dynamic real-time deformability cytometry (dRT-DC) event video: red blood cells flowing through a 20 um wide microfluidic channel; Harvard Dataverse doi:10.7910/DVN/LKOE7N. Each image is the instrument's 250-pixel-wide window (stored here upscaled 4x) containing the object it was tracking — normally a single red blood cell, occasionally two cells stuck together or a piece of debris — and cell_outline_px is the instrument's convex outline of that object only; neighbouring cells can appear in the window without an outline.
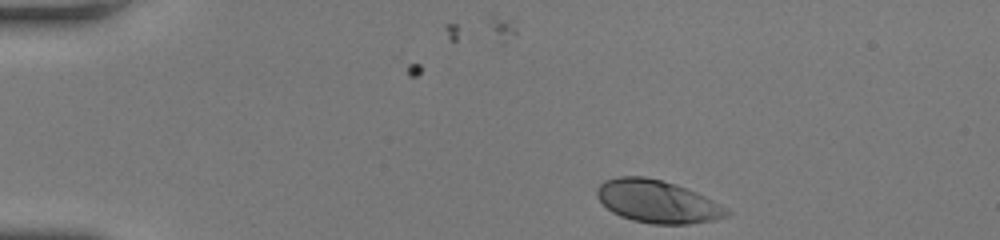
{"species": "human", "species_latin": "Homo sapiens", "temperature_condition": "room temperature", "stored_images_in_passage": 35, "camera_frame_rate_fps": 3000, "um_per_image_px": 0.085, "donor": {"sex": "female"}, "frame": {"image": 1, "passage_image": 1, "time_ms": 0.0, "image_size_px": [1000, 240], "cell_outline_px": [[732, 212], [728, 216], [712, 220], [688, 224], [652, 224], [632, 220], [620, 216], [612, 212], [596, 196], [596, 188], [604, 180], [616, 176], [644, 176], [676, 184], [696, 192], [728, 208]], "centroid_in_image_um": [55.86, 17.12], "position_along_channel_um": 29.1, "area_um2": 32.31}}
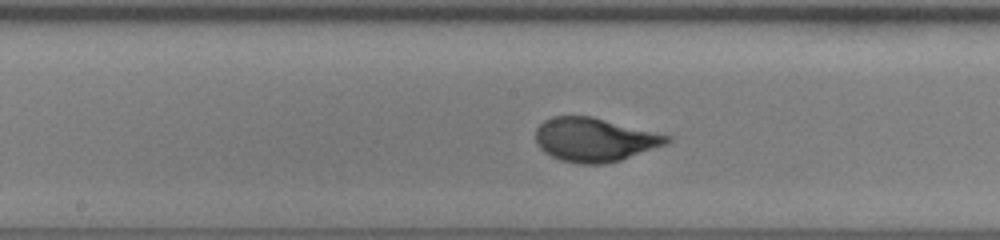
{"frame": {"image": 2, "passage_image": 19, "time_ms": 6.0, "image_size_px": [1000, 240], "cell_outline_px": [[672, 140], [668, 144], [620, 160], [604, 164], [580, 164], [560, 160], [544, 152], [536, 144], [536, 128], [544, 120], [552, 116], [592, 116], [672, 136]], "centroid_in_image_um": [50.54, 11.87], "position_along_channel_um": 197.7, "area_um2": 33.64}}
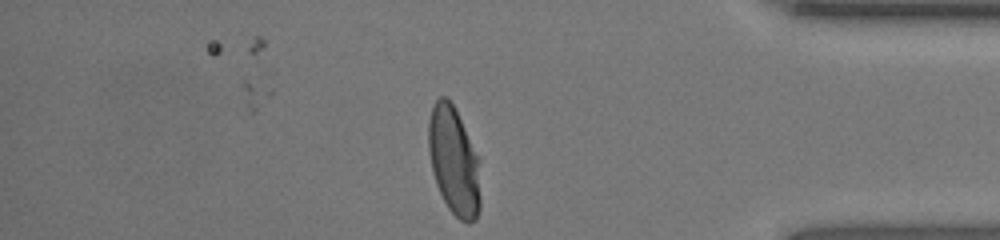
{"frame": {"image": 3, "passage_image": 35, "time_ms": 11.333, "image_size_px": [1000, 240], "cell_outline_px": [[480, 208], [476, 220], [468, 224], [460, 220], [448, 208], [436, 184], [432, 172], [428, 152], [428, 120], [432, 104], [440, 96], [444, 96], [452, 104], [460, 120], [476, 156], [480, 196]], "centroid_in_image_um": [38.53, 13.72], "position_along_channel_um": 396.7, "area_um2": 32.14}, "authors_computed_cell_mechanics": {"area_um2": 32.946, "velocity_mm_per_s": 4.1771, "shape_relaxation_time_tau1_ms": 2.5914, "shape_relaxation_time_tau2_ms": null, "deformation_change_tau1": 0.1703, "deformation_change_tau2": null}}